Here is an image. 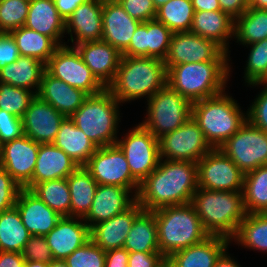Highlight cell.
I'll use <instances>...</instances> for the list:
<instances>
[{
    "label": "cell",
    "mask_w": 267,
    "mask_h": 267,
    "mask_svg": "<svg viewBox=\"0 0 267 267\" xmlns=\"http://www.w3.org/2000/svg\"><path fill=\"white\" fill-rule=\"evenodd\" d=\"M84 167L98 185L128 188L137 195L140 183L132 176L127 159L116 144L98 147Z\"/></svg>",
    "instance_id": "cell-12"
},
{
    "label": "cell",
    "mask_w": 267,
    "mask_h": 267,
    "mask_svg": "<svg viewBox=\"0 0 267 267\" xmlns=\"http://www.w3.org/2000/svg\"><path fill=\"white\" fill-rule=\"evenodd\" d=\"M44 237L52 251L53 259L65 260L74 250L89 241L90 228L83 218L63 216Z\"/></svg>",
    "instance_id": "cell-18"
},
{
    "label": "cell",
    "mask_w": 267,
    "mask_h": 267,
    "mask_svg": "<svg viewBox=\"0 0 267 267\" xmlns=\"http://www.w3.org/2000/svg\"><path fill=\"white\" fill-rule=\"evenodd\" d=\"M233 240L245 248L267 252V213L246 214Z\"/></svg>",
    "instance_id": "cell-38"
},
{
    "label": "cell",
    "mask_w": 267,
    "mask_h": 267,
    "mask_svg": "<svg viewBox=\"0 0 267 267\" xmlns=\"http://www.w3.org/2000/svg\"><path fill=\"white\" fill-rule=\"evenodd\" d=\"M194 11H221L218 0H191Z\"/></svg>",
    "instance_id": "cell-58"
},
{
    "label": "cell",
    "mask_w": 267,
    "mask_h": 267,
    "mask_svg": "<svg viewBox=\"0 0 267 267\" xmlns=\"http://www.w3.org/2000/svg\"><path fill=\"white\" fill-rule=\"evenodd\" d=\"M141 22L130 17L117 0H104L102 10V40L121 54L128 48Z\"/></svg>",
    "instance_id": "cell-21"
},
{
    "label": "cell",
    "mask_w": 267,
    "mask_h": 267,
    "mask_svg": "<svg viewBox=\"0 0 267 267\" xmlns=\"http://www.w3.org/2000/svg\"><path fill=\"white\" fill-rule=\"evenodd\" d=\"M49 267H68V264L65 260H55L53 259L49 263Z\"/></svg>",
    "instance_id": "cell-62"
},
{
    "label": "cell",
    "mask_w": 267,
    "mask_h": 267,
    "mask_svg": "<svg viewBox=\"0 0 267 267\" xmlns=\"http://www.w3.org/2000/svg\"><path fill=\"white\" fill-rule=\"evenodd\" d=\"M128 252H160L157 224L153 211L142 210L134 219L125 239Z\"/></svg>",
    "instance_id": "cell-32"
},
{
    "label": "cell",
    "mask_w": 267,
    "mask_h": 267,
    "mask_svg": "<svg viewBox=\"0 0 267 267\" xmlns=\"http://www.w3.org/2000/svg\"><path fill=\"white\" fill-rule=\"evenodd\" d=\"M132 18L146 22L155 19L156 8L152 0H117Z\"/></svg>",
    "instance_id": "cell-49"
},
{
    "label": "cell",
    "mask_w": 267,
    "mask_h": 267,
    "mask_svg": "<svg viewBox=\"0 0 267 267\" xmlns=\"http://www.w3.org/2000/svg\"><path fill=\"white\" fill-rule=\"evenodd\" d=\"M167 85L164 61L155 57L122 56L113 81L106 87L120 103L147 98Z\"/></svg>",
    "instance_id": "cell-2"
},
{
    "label": "cell",
    "mask_w": 267,
    "mask_h": 267,
    "mask_svg": "<svg viewBox=\"0 0 267 267\" xmlns=\"http://www.w3.org/2000/svg\"><path fill=\"white\" fill-rule=\"evenodd\" d=\"M40 144L26 135L0 146V167L25 188L32 180Z\"/></svg>",
    "instance_id": "cell-16"
},
{
    "label": "cell",
    "mask_w": 267,
    "mask_h": 267,
    "mask_svg": "<svg viewBox=\"0 0 267 267\" xmlns=\"http://www.w3.org/2000/svg\"><path fill=\"white\" fill-rule=\"evenodd\" d=\"M250 46L244 79L247 85L267 83V38Z\"/></svg>",
    "instance_id": "cell-42"
},
{
    "label": "cell",
    "mask_w": 267,
    "mask_h": 267,
    "mask_svg": "<svg viewBox=\"0 0 267 267\" xmlns=\"http://www.w3.org/2000/svg\"><path fill=\"white\" fill-rule=\"evenodd\" d=\"M105 251L91 239L74 250L65 261L68 267H105Z\"/></svg>",
    "instance_id": "cell-45"
},
{
    "label": "cell",
    "mask_w": 267,
    "mask_h": 267,
    "mask_svg": "<svg viewBox=\"0 0 267 267\" xmlns=\"http://www.w3.org/2000/svg\"><path fill=\"white\" fill-rule=\"evenodd\" d=\"M242 45H248L267 38V10L248 8L234 19V37Z\"/></svg>",
    "instance_id": "cell-37"
},
{
    "label": "cell",
    "mask_w": 267,
    "mask_h": 267,
    "mask_svg": "<svg viewBox=\"0 0 267 267\" xmlns=\"http://www.w3.org/2000/svg\"><path fill=\"white\" fill-rule=\"evenodd\" d=\"M122 56L145 57V22H141Z\"/></svg>",
    "instance_id": "cell-53"
},
{
    "label": "cell",
    "mask_w": 267,
    "mask_h": 267,
    "mask_svg": "<svg viewBox=\"0 0 267 267\" xmlns=\"http://www.w3.org/2000/svg\"><path fill=\"white\" fill-rule=\"evenodd\" d=\"M102 10L103 0H88L65 20V32L70 34L73 47L84 42L102 40Z\"/></svg>",
    "instance_id": "cell-22"
},
{
    "label": "cell",
    "mask_w": 267,
    "mask_h": 267,
    "mask_svg": "<svg viewBox=\"0 0 267 267\" xmlns=\"http://www.w3.org/2000/svg\"><path fill=\"white\" fill-rule=\"evenodd\" d=\"M53 144L62 149L78 166H84L97 150V146L76 127L70 117H65L61 122Z\"/></svg>",
    "instance_id": "cell-30"
},
{
    "label": "cell",
    "mask_w": 267,
    "mask_h": 267,
    "mask_svg": "<svg viewBox=\"0 0 267 267\" xmlns=\"http://www.w3.org/2000/svg\"><path fill=\"white\" fill-rule=\"evenodd\" d=\"M263 85L264 88L258 94L247 109V120L255 127L267 132V83H253L250 86Z\"/></svg>",
    "instance_id": "cell-46"
},
{
    "label": "cell",
    "mask_w": 267,
    "mask_h": 267,
    "mask_svg": "<svg viewBox=\"0 0 267 267\" xmlns=\"http://www.w3.org/2000/svg\"><path fill=\"white\" fill-rule=\"evenodd\" d=\"M226 251L228 250H225L216 260L214 267H241V265L238 264L237 261L234 260V258L232 259Z\"/></svg>",
    "instance_id": "cell-59"
},
{
    "label": "cell",
    "mask_w": 267,
    "mask_h": 267,
    "mask_svg": "<svg viewBox=\"0 0 267 267\" xmlns=\"http://www.w3.org/2000/svg\"><path fill=\"white\" fill-rule=\"evenodd\" d=\"M191 203L210 235L223 236L230 240L237 234L246 215L242 191L198 188Z\"/></svg>",
    "instance_id": "cell-3"
},
{
    "label": "cell",
    "mask_w": 267,
    "mask_h": 267,
    "mask_svg": "<svg viewBox=\"0 0 267 267\" xmlns=\"http://www.w3.org/2000/svg\"><path fill=\"white\" fill-rule=\"evenodd\" d=\"M105 267H128L129 252L124 248L105 251Z\"/></svg>",
    "instance_id": "cell-54"
},
{
    "label": "cell",
    "mask_w": 267,
    "mask_h": 267,
    "mask_svg": "<svg viewBox=\"0 0 267 267\" xmlns=\"http://www.w3.org/2000/svg\"><path fill=\"white\" fill-rule=\"evenodd\" d=\"M153 213L157 224L158 246L166 259L210 236L191 202L159 208Z\"/></svg>",
    "instance_id": "cell-5"
},
{
    "label": "cell",
    "mask_w": 267,
    "mask_h": 267,
    "mask_svg": "<svg viewBox=\"0 0 267 267\" xmlns=\"http://www.w3.org/2000/svg\"><path fill=\"white\" fill-rule=\"evenodd\" d=\"M35 94L27 89L0 82V109L22 118Z\"/></svg>",
    "instance_id": "cell-43"
},
{
    "label": "cell",
    "mask_w": 267,
    "mask_h": 267,
    "mask_svg": "<svg viewBox=\"0 0 267 267\" xmlns=\"http://www.w3.org/2000/svg\"><path fill=\"white\" fill-rule=\"evenodd\" d=\"M221 11L233 19L241 16L249 8V0H218Z\"/></svg>",
    "instance_id": "cell-55"
},
{
    "label": "cell",
    "mask_w": 267,
    "mask_h": 267,
    "mask_svg": "<svg viewBox=\"0 0 267 267\" xmlns=\"http://www.w3.org/2000/svg\"><path fill=\"white\" fill-rule=\"evenodd\" d=\"M95 77L107 87L114 79L122 54L103 40L74 46Z\"/></svg>",
    "instance_id": "cell-23"
},
{
    "label": "cell",
    "mask_w": 267,
    "mask_h": 267,
    "mask_svg": "<svg viewBox=\"0 0 267 267\" xmlns=\"http://www.w3.org/2000/svg\"><path fill=\"white\" fill-rule=\"evenodd\" d=\"M230 69L228 61L178 64L167 70V85L194 103L224 92Z\"/></svg>",
    "instance_id": "cell-4"
},
{
    "label": "cell",
    "mask_w": 267,
    "mask_h": 267,
    "mask_svg": "<svg viewBox=\"0 0 267 267\" xmlns=\"http://www.w3.org/2000/svg\"><path fill=\"white\" fill-rule=\"evenodd\" d=\"M24 267H49V263H43L40 261H27V260H25Z\"/></svg>",
    "instance_id": "cell-61"
},
{
    "label": "cell",
    "mask_w": 267,
    "mask_h": 267,
    "mask_svg": "<svg viewBox=\"0 0 267 267\" xmlns=\"http://www.w3.org/2000/svg\"><path fill=\"white\" fill-rule=\"evenodd\" d=\"M166 263L161 252H129L128 267H166Z\"/></svg>",
    "instance_id": "cell-51"
},
{
    "label": "cell",
    "mask_w": 267,
    "mask_h": 267,
    "mask_svg": "<svg viewBox=\"0 0 267 267\" xmlns=\"http://www.w3.org/2000/svg\"><path fill=\"white\" fill-rule=\"evenodd\" d=\"M224 92L192 103V118L213 148H220L247 121L237 101Z\"/></svg>",
    "instance_id": "cell-6"
},
{
    "label": "cell",
    "mask_w": 267,
    "mask_h": 267,
    "mask_svg": "<svg viewBox=\"0 0 267 267\" xmlns=\"http://www.w3.org/2000/svg\"><path fill=\"white\" fill-rule=\"evenodd\" d=\"M228 52L211 39L191 32L173 33L164 60L166 69L184 63L230 61Z\"/></svg>",
    "instance_id": "cell-14"
},
{
    "label": "cell",
    "mask_w": 267,
    "mask_h": 267,
    "mask_svg": "<svg viewBox=\"0 0 267 267\" xmlns=\"http://www.w3.org/2000/svg\"><path fill=\"white\" fill-rule=\"evenodd\" d=\"M88 0H54L58 13L66 20L82 3Z\"/></svg>",
    "instance_id": "cell-57"
},
{
    "label": "cell",
    "mask_w": 267,
    "mask_h": 267,
    "mask_svg": "<svg viewBox=\"0 0 267 267\" xmlns=\"http://www.w3.org/2000/svg\"><path fill=\"white\" fill-rule=\"evenodd\" d=\"M22 135H24L22 118L0 109V146Z\"/></svg>",
    "instance_id": "cell-50"
},
{
    "label": "cell",
    "mask_w": 267,
    "mask_h": 267,
    "mask_svg": "<svg viewBox=\"0 0 267 267\" xmlns=\"http://www.w3.org/2000/svg\"><path fill=\"white\" fill-rule=\"evenodd\" d=\"M190 32L215 41L229 53L228 39L234 36V19L223 11H194Z\"/></svg>",
    "instance_id": "cell-29"
},
{
    "label": "cell",
    "mask_w": 267,
    "mask_h": 267,
    "mask_svg": "<svg viewBox=\"0 0 267 267\" xmlns=\"http://www.w3.org/2000/svg\"><path fill=\"white\" fill-rule=\"evenodd\" d=\"M143 210L136 201L125 212L90 228V239L104 251L124 247L125 239L131 230L135 217Z\"/></svg>",
    "instance_id": "cell-25"
},
{
    "label": "cell",
    "mask_w": 267,
    "mask_h": 267,
    "mask_svg": "<svg viewBox=\"0 0 267 267\" xmlns=\"http://www.w3.org/2000/svg\"><path fill=\"white\" fill-rule=\"evenodd\" d=\"M45 70L46 65L40 60L20 56L16 61L0 69V82L30 90L36 95Z\"/></svg>",
    "instance_id": "cell-31"
},
{
    "label": "cell",
    "mask_w": 267,
    "mask_h": 267,
    "mask_svg": "<svg viewBox=\"0 0 267 267\" xmlns=\"http://www.w3.org/2000/svg\"><path fill=\"white\" fill-rule=\"evenodd\" d=\"M15 207L31 235H47L62 218L59 213L52 210L35 193L26 188L20 190Z\"/></svg>",
    "instance_id": "cell-20"
},
{
    "label": "cell",
    "mask_w": 267,
    "mask_h": 267,
    "mask_svg": "<svg viewBox=\"0 0 267 267\" xmlns=\"http://www.w3.org/2000/svg\"><path fill=\"white\" fill-rule=\"evenodd\" d=\"M70 189V217L84 218L93 202L98 184L84 166H79L67 177Z\"/></svg>",
    "instance_id": "cell-33"
},
{
    "label": "cell",
    "mask_w": 267,
    "mask_h": 267,
    "mask_svg": "<svg viewBox=\"0 0 267 267\" xmlns=\"http://www.w3.org/2000/svg\"><path fill=\"white\" fill-rule=\"evenodd\" d=\"M36 95L65 117H70L89 96L83 90L71 87L61 79L52 76L47 70L43 73Z\"/></svg>",
    "instance_id": "cell-26"
},
{
    "label": "cell",
    "mask_w": 267,
    "mask_h": 267,
    "mask_svg": "<svg viewBox=\"0 0 267 267\" xmlns=\"http://www.w3.org/2000/svg\"><path fill=\"white\" fill-rule=\"evenodd\" d=\"M22 256L27 261L50 263L53 260V254L46 238L38 235L30 236L22 251Z\"/></svg>",
    "instance_id": "cell-47"
},
{
    "label": "cell",
    "mask_w": 267,
    "mask_h": 267,
    "mask_svg": "<svg viewBox=\"0 0 267 267\" xmlns=\"http://www.w3.org/2000/svg\"><path fill=\"white\" fill-rule=\"evenodd\" d=\"M20 56L34 57L45 65L59 47L50 37L22 26L10 32Z\"/></svg>",
    "instance_id": "cell-34"
},
{
    "label": "cell",
    "mask_w": 267,
    "mask_h": 267,
    "mask_svg": "<svg viewBox=\"0 0 267 267\" xmlns=\"http://www.w3.org/2000/svg\"><path fill=\"white\" fill-rule=\"evenodd\" d=\"M160 159L197 163L213 149L191 117L181 127L159 138Z\"/></svg>",
    "instance_id": "cell-13"
},
{
    "label": "cell",
    "mask_w": 267,
    "mask_h": 267,
    "mask_svg": "<svg viewBox=\"0 0 267 267\" xmlns=\"http://www.w3.org/2000/svg\"><path fill=\"white\" fill-rule=\"evenodd\" d=\"M119 104L105 89L99 94L89 95L70 118L97 147L115 145L118 123L121 122Z\"/></svg>",
    "instance_id": "cell-7"
},
{
    "label": "cell",
    "mask_w": 267,
    "mask_h": 267,
    "mask_svg": "<svg viewBox=\"0 0 267 267\" xmlns=\"http://www.w3.org/2000/svg\"><path fill=\"white\" fill-rule=\"evenodd\" d=\"M129 193L132 192L128 188L98 185L91 208L83 220L91 228L95 224L125 212L136 202V196H131Z\"/></svg>",
    "instance_id": "cell-19"
},
{
    "label": "cell",
    "mask_w": 267,
    "mask_h": 267,
    "mask_svg": "<svg viewBox=\"0 0 267 267\" xmlns=\"http://www.w3.org/2000/svg\"><path fill=\"white\" fill-rule=\"evenodd\" d=\"M193 16L191 0H170L157 9L155 19L162 22L173 33L190 32Z\"/></svg>",
    "instance_id": "cell-39"
},
{
    "label": "cell",
    "mask_w": 267,
    "mask_h": 267,
    "mask_svg": "<svg viewBox=\"0 0 267 267\" xmlns=\"http://www.w3.org/2000/svg\"><path fill=\"white\" fill-rule=\"evenodd\" d=\"M24 26L50 37L58 46L66 45L61 41L65 34V20L58 13L54 0H31Z\"/></svg>",
    "instance_id": "cell-28"
},
{
    "label": "cell",
    "mask_w": 267,
    "mask_h": 267,
    "mask_svg": "<svg viewBox=\"0 0 267 267\" xmlns=\"http://www.w3.org/2000/svg\"><path fill=\"white\" fill-rule=\"evenodd\" d=\"M46 70L71 87L96 95L106 87L95 77L73 46H59L46 64Z\"/></svg>",
    "instance_id": "cell-10"
},
{
    "label": "cell",
    "mask_w": 267,
    "mask_h": 267,
    "mask_svg": "<svg viewBox=\"0 0 267 267\" xmlns=\"http://www.w3.org/2000/svg\"><path fill=\"white\" fill-rule=\"evenodd\" d=\"M229 238L210 235L201 243L177 251L167 258V267H214L216 260L227 250Z\"/></svg>",
    "instance_id": "cell-27"
},
{
    "label": "cell",
    "mask_w": 267,
    "mask_h": 267,
    "mask_svg": "<svg viewBox=\"0 0 267 267\" xmlns=\"http://www.w3.org/2000/svg\"><path fill=\"white\" fill-rule=\"evenodd\" d=\"M29 0H0V33H10L25 25Z\"/></svg>",
    "instance_id": "cell-44"
},
{
    "label": "cell",
    "mask_w": 267,
    "mask_h": 267,
    "mask_svg": "<svg viewBox=\"0 0 267 267\" xmlns=\"http://www.w3.org/2000/svg\"><path fill=\"white\" fill-rule=\"evenodd\" d=\"M65 116L37 95L22 117L23 133L39 144H53Z\"/></svg>",
    "instance_id": "cell-17"
},
{
    "label": "cell",
    "mask_w": 267,
    "mask_h": 267,
    "mask_svg": "<svg viewBox=\"0 0 267 267\" xmlns=\"http://www.w3.org/2000/svg\"><path fill=\"white\" fill-rule=\"evenodd\" d=\"M154 3V6L156 8V10L161 7L162 5L166 4L168 1L170 0H152Z\"/></svg>",
    "instance_id": "cell-63"
},
{
    "label": "cell",
    "mask_w": 267,
    "mask_h": 267,
    "mask_svg": "<svg viewBox=\"0 0 267 267\" xmlns=\"http://www.w3.org/2000/svg\"><path fill=\"white\" fill-rule=\"evenodd\" d=\"M20 57L16 41L10 33H0V69Z\"/></svg>",
    "instance_id": "cell-52"
},
{
    "label": "cell",
    "mask_w": 267,
    "mask_h": 267,
    "mask_svg": "<svg viewBox=\"0 0 267 267\" xmlns=\"http://www.w3.org/2000/svg\"><path fill=\"white\" fill-rule=\"evenodd\" d=\"M198 189L197 163L160 159L157 168L139 186L136 201L143 210L187 204Z\"/></svg>",
    "instance_id": "cell-1"
},
{
    "label": "cell",
    "mask_w": 267,
    "mask_h": 267,
    "mask_svg": "<svg viewBox=\"0 0 267 267\" xmlns=\"http://www.w3.org/2000/svg\"><path fill=\"white\" fill-rule=\"evenodd\" d=\"M146 119L140 124L156 138L173 132L192 117V103L168 85L147 100Z\"/></svg>",
    "instance_id": "cell-8"
},
{
    "label": "cell",
    "mask_w": 267,
    "mask_h": 267,
    "mask_svg": "<svg viewBox=\"0 0 267 267\" xmlns=\"http://www.w3.org/2000/svg\"><path fill=\"white\" fill-rule=\"evenodd\" d=\"M220 149L245 174L267 165V132L247 120Z\"/></svg>",
    "instance_id": "cell-11"
},
{
    "label": "cell",
    "mask_w": 267,
    "mask_h": 267,
    "mask_svg": "<svg viewBox=\"0 0 267 267\" xmlns=\"http://www.w3.org/2000/svg\"><path fill=\"white\" fill-rule=\"evenodd\" d=\"M249 8L267 10V0H249Z\"/></svg>",
    "instance_id": "cell-60"
},
{
    "label": "cell",
    "mask_w": 267,
    "mask_h": 267,
    "mask_svg": "<svg viewBox=\"0 0 267 267\" xmlns=\"http://www.w3.org/2000/svg\"><path fill=\"white\" fill-rule=\"evenodd\" d=\"M78 167L73 159L54 144H40L32 180L25 188L31 190L38 183L67 178Z\"/></svg>",
    "instance_id": "cell-24"
},
{
    "label": "cell",
    "mask_w": 267,
    "mask_h": 267,
    "mask_svg": "<svg viewBox=\"0 0 267 267\" xmlns=\"http://www.w3.org/2000/svg\"><path fill=\"white\" fill-rule=\"evenodd\" d=\"M242 194L246 214L267 213V165L245 173Z\"/></svg>",
    "instance_id": "cell-35"
},
{
    "label": "cell",
    "mask_w": 267,
    "mask_h": 267,
    "mask_svg": "<svg viewBox=\"0 0 267 267\" xmlns=\"http://www.w3.org/2000/svg\"><path fill=\"white\" fill-rule=\"evenodd\" d=\"M25 259L22 253L0 251V267H24Z\"/></svg>",
    "instance_id": "cell-56"
},
{
    "label": "cell",
    "mask_w": 267,
    "mask_h": 267,
    "mask_svg": "<svg viewBox=\"0 0 267 267\" xmlns=\"http://www.w3.org/2000/svg\"><path fill=\"white\" fill-rule=\"evenodd\" d=\"M30 236L16 207L0 213V251L22 253Z\"/></svg>",
    "instance_id": "cell-36"
},
{
    "label": "cell",
    "mask_w": 267,
    "mask_h": 267,
    "mask_svg": "<svg viewBox=\"0 0 267 267\" xmlns=\"http://www.w3.org/2000/svg\"><path fill=\"white\" fill-rule=\"evenodd\" d=\"M31 191L62 217L70 216L71 196L67 178L38 183Z\"/></svg>",
    "instance_id": "cell-40"
},
{
    "label": "cell",
    "mask_w": 267,
    "mask_h": 267,
    "mask_svg": "<svg viewBox=\"0 0 267 267\" xmlns=\"http://www.w3.org/2000/svg\"><path fill=\"white\" fill-rule=\"evenodd\" d=\"M21 186L0 167V213L15 207Z\"/></svg>",
    "instance_id": "cell-48"
},
{
    "label": "cell",
    "mask_w": 267,
    "mask_h": 267,
    "mask_svg": "<svg viewBox=\"0 0 267 267\" xmlns=\"http://www.w3.org/2000/svg\"><path fill=\"white\" fill-rule=\"evenodd\" d=\"M198 188L216 191H242L244 173L220 149L213 148L198 162Z\"/></svg>",
    "instance_id": "cell-15"
},
{
    "label": "cell",
    "mask_w": 267,
    "mask_h": 267,
    "mask_svg": "<svg viewBox=\"0 0 267 267\" xmlns=\"http://www.w3.org/2000/svg\"><path fill=\"white\" fill-rule=\"evenodd\" d=\"M117 139L116 145L124 153L132 176L141 183L158 166L160 161L159 139L141 124Z\"/></svg>",
    "instance_id": "cell-9"
},
{
    "label": "cell",
    "mask_w": 267,
    "mask_h": 267,
    "mask_svg": "<svg viewBox=\"0 0 267 267\" xmlns=\"http://www.w3.org/2000/svg\"><path fill=\"white\" fill-rule=\"evenodd\" d=\"M173 32L156 19L145 22V57H155L162 61L168 53Z\"/></svg>",
    "instance_id": "cell-41"
}]
</instances>
